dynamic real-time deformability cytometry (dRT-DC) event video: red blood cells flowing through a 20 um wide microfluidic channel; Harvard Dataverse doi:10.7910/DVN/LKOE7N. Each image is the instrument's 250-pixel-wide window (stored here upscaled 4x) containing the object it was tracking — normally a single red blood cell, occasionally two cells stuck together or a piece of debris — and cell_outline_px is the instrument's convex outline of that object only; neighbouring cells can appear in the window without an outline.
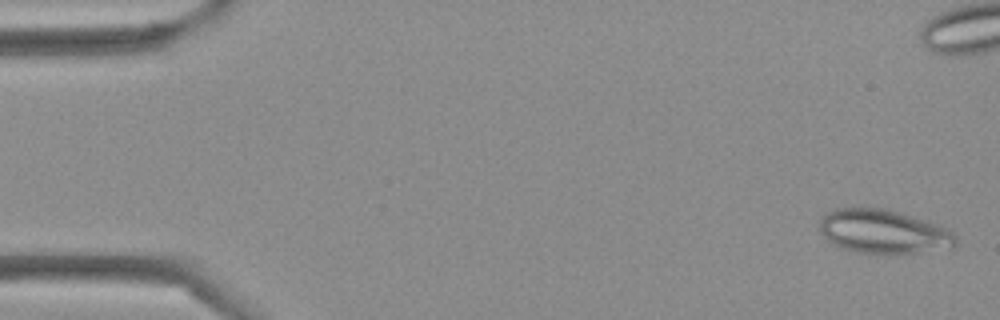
{"species": "Egyptian fruit bat (a non-hibernating species)", "species_latin": "Rousettus aegyptiacus", "temperature_condition": "cold", "stored_images_in_passage": 13, "camera_frame_rate_fps": 3000, "um_per_image_px": 0.085, "frame": {"image": 1, "passage_image": 1, "time_ms": 0.0, "image_size_px": [1000, 320], "cell_outline_px": [[956, 244], [952, 248], [916, 252], [860, 252], [844, 248], [828, 240], [820, 232], [820, 220], [828, 212], [836, 208], [888, 208], [924, 220], [944, 228], [952, 232], [956, 236]], "centroid_in_image_um": [75.09, 19.66], "position_along_channel_um": 9.9, "area_um2": 33.99}}